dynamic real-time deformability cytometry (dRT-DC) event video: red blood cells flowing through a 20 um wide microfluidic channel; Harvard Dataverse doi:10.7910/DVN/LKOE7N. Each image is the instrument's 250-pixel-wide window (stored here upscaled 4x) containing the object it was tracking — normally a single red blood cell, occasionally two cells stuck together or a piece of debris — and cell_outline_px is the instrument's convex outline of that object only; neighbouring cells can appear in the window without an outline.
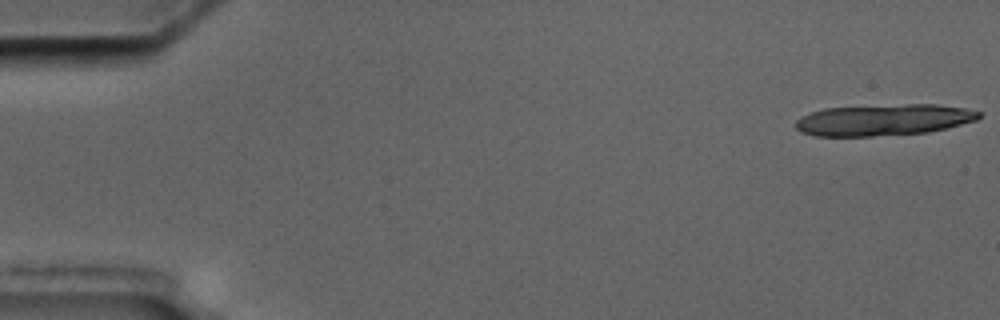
{"species": "common noctule bat (a hibernating species)", "species_latin": "Nyctalus noctula", "temperature_condition": "cold", "stored_images_in_passage": 6, "camera_frame_rate_fps": 3000, "um_per_image_px": 0.085, "animal": {"sex": "male", "body_mass_g": 17.5, "forearm_length_mm": 52.3}, "frame": {"image": 1, "passage_image": 1, "time_ms": 0.0, "image_size_px": [1000, 320], "cell_outline_px": [[980, 116], [976, 120], [948, 128], [928, 132], [872, 136], [816, 136], [800, 132], [796, 128], [796, 120], [800, 116], [824, 108], [908, 104], [936, 104], [964, 108], [980, 112]], "centroid_in_image_um": [75.09, 10.19], "position_along_channel_um": 9.9, "area_um2": 33.41}}